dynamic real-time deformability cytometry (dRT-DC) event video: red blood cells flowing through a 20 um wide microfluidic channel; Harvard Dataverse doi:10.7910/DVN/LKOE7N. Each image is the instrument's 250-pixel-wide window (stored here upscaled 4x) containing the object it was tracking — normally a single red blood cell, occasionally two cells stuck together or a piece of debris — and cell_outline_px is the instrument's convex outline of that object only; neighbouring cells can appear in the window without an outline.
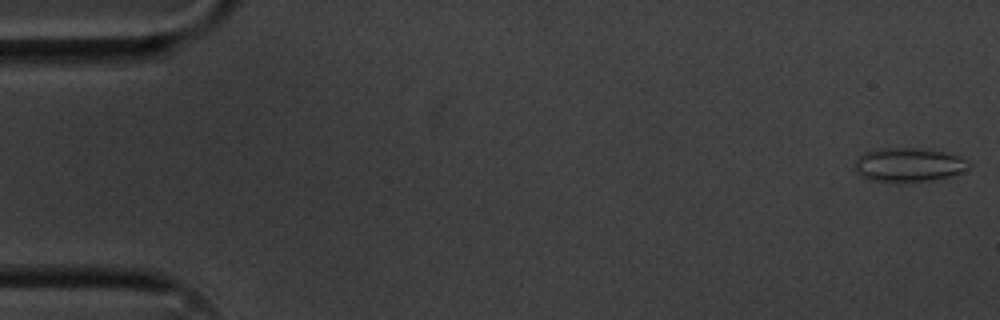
{"species": "common noctule bat (a hibernating species)", "species_latin": "Nyctalus noctula", "temperature_condition": "cold", "stored_images_in_passage": 5, "camera_frame_rate_fps": 3000, "um_per_image_px": 0.085, "animal": {"sex": "male", "body_mass_g": 20.1, "forearm_length_mm": 53.5}, "frame": {"image": 1, "passage_image": 1, "time_ms": 0.0, "image_size_px": [1000, 320], "cell_outline_px": [[972, 164], [968, 168], [960, 172], [948, 176], [932, 180], [868, 180], [860, 176], [856, 172], [856, 160], [864, 152], [880, 148], [920, 148], [944, 152], [960, 156], [968, 160]], "centroid_in_image_um": [77.25, 13.97], "position_along_channel_um": 7.8, "area_um2": 22.08}}